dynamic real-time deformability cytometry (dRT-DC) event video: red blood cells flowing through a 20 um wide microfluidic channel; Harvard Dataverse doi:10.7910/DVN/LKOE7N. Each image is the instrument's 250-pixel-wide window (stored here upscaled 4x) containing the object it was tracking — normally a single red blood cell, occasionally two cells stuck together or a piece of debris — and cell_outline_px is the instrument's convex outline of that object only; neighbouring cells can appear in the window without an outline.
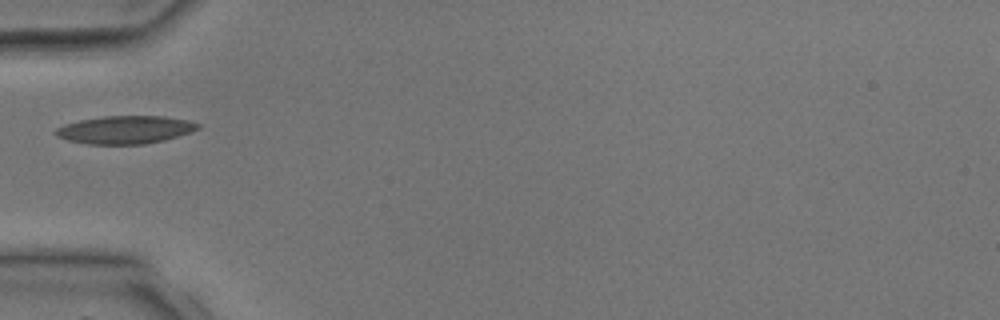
{"species": "common noctule bat (a hibernating species)", "species_latin": "Nyctalus noctula", "temperature_condition": "room temperature", "stored_images_in_passage": 1, "camera_frame_rate_fps": 3000, "um_per_image_px": 0.085, "animal": {"sex": "male", "body_mass_g": 17.9, "forearm_length_mm": 54.2}, "frame": {"image": 1, "passage_image": 1, "time_ms": 0.0, "image_size_px": [1000, 320], "cell_outline_px": [[200, 128], [192, 132], [164, 140], [144, 144], [88, 144], [68, 140], [56, 136], [52, 132], [56, 128], [64, 124], [80, 120], [104, 116], [164, 116], [188, 120], [200, 124]], "centroid_in_image_um": [10.64, 11.02], "position_along_channel_um": 74.4, "area_um2": 23.24}}